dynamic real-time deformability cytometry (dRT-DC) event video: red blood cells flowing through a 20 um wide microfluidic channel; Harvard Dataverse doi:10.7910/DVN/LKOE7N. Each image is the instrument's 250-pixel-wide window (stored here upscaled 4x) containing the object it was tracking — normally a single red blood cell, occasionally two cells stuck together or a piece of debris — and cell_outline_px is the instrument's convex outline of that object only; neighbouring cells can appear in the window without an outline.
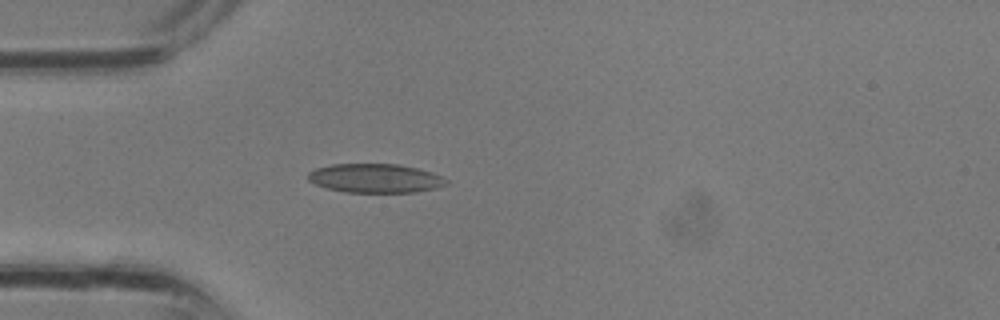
{"species": "common noctule bat (a hibernating species)", "species_latin": "Nyctalus noctula", "temperature_condition": "room temperature", "stored_images_in_passage": 24, "camera_frame_rate_fps": 3000, "um_per_image_px": 0.085, "animal": {"sex": "male", "body_mass_g": 13.3}, "frame": {"image": 1, "passage_image": 1, "time_ms": 0.0, "image_size_px": [1000, 320], "cell_outline_px": [[448, 184], [436, 188], [416, 192], [344, 192], [328, 188], [316, 184], [308, 180], [308, 172], [316, 168], [332, 164], [396, 164], [416, 168], [432, 172], [448, 180]], "centroid_in_image_um": [31.9, 15.15], "position_along_channel_um": 53.1, "area_um2": 23.24}}
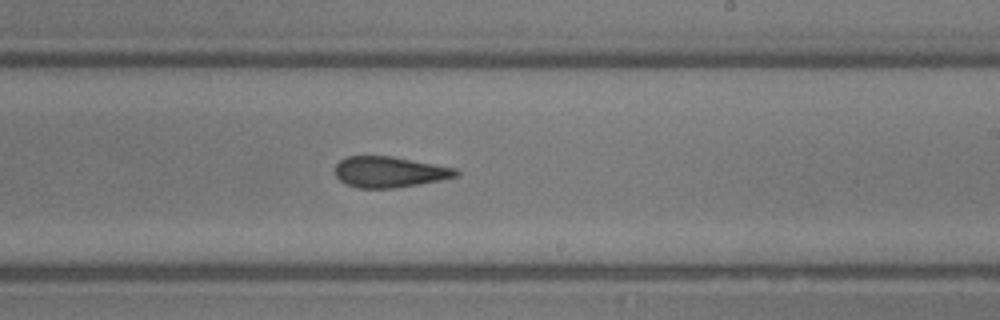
{"frame": {"image": 2, "passage_image": 11, "time_ms": 3.333, "image_size_px": [1000, 320], "cell_outline_px": [[460, 172], [456, 176], [440, 180], [420, 184], [392, 188], [360, 188], [348, 184], [340, 180], [336, 176], [336, 164], [340, 160], [348, 156], [388, 156], [456, 168]], "centroid_in_image_um": [33.1, 14.62], "position_along_channel_um": 255.9, "area_um2": 21.39}}
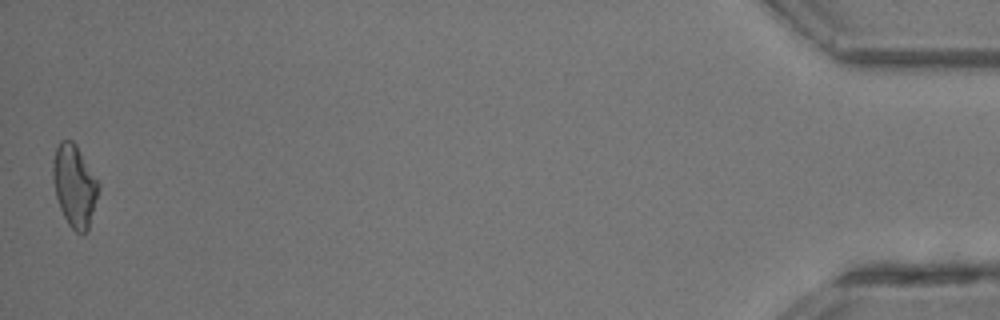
{"frame": {"image": 3, "passage_image": 24, "time_ms": 7.667, "image_size_px": [1000, 320], "cell_outline_px": [[100, 188], [88, 228], [84, 236], [76, 232], [68, 224], [60, 208], [56, 196], [52, 180], [52, 160], [56, 148], [60, 140], [72, 140], [76, 144], [100, 184]], "centroid_in_image_um": [6.32, 15.78], "position_along_channel_um": 428.9, "area_um2": 21.91}}